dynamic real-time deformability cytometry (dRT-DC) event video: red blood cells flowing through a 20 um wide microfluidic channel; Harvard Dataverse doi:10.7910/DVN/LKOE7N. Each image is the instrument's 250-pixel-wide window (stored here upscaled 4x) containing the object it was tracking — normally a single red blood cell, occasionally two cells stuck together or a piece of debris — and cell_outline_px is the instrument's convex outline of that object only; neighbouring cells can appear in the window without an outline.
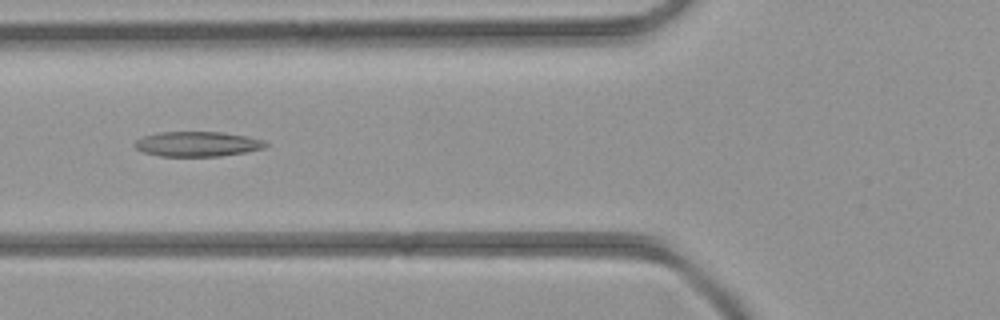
{"species": "common noctule bat (a hibernating species)", "species_latin": "Nyctalus noctula", "temperature_condition": "room temperature", "stored_images_in_passage": 5, "camera_frame_rate_fps": 3000, "um_per_image_px": 0.085, "animal": {"sex": "female", "body_mass_g": 21.9}, "frame": {"image": 1, "passage_image": 5, "time_ms": 4.667, "image_size_px": [1000, 320], "cell_outline_px": [[268, 144], [264, 148], [244, 152], [220, 156], [160, 156], [144, 152], [136, 148], [132, 144], [136, 140], [144, 136], [156, 132], [224, 132], [264, 140]], "centroid_in_image_um": [16.75, 12.23], "position_along_channel_um": 109.1, "area_um2": 18.96}}